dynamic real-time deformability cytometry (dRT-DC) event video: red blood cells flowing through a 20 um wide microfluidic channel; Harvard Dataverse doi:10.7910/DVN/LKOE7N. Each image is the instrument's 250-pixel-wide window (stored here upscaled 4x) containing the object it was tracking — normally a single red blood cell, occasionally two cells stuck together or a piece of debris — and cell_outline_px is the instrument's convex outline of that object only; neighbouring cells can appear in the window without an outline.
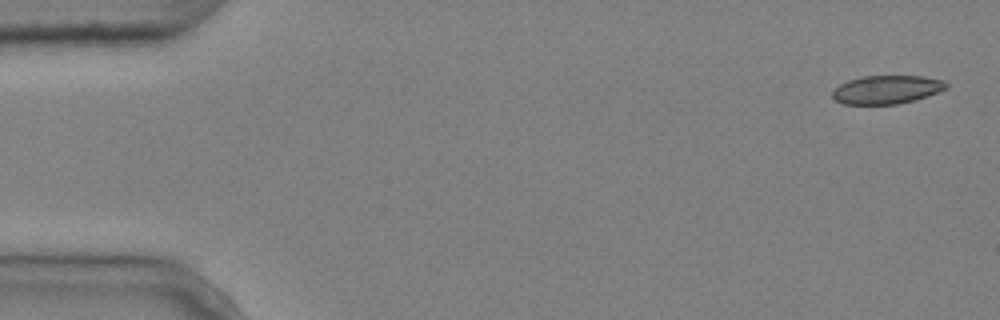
{"species": "common noctule bat (a hibernating species)", "species_latin": "Nyctalus noctula", "temperature_condition": "cold", "stored_images_in_passage": 4, "camera_frame_rate_fps": 3000, "um_per_image_px": 0.085, "animal": {"sex": "male", "body_mass_g": 20.4}, "frame": {"image": 1, "passage_image": 1, "time_ms": 0.0, "image_size_px": [1000, 320], "cell_outline_px": [[948, 88], [912, 100], [896, 104], [844, 104], [836, 100], [832, 96], [832, 92], [840, 84], [848, 80], [864, 76], [924, 76], [944, 80], [948, 84]], "centroid_in_image_um": [75.36, 7.6], "position_along_channel_um": 9.6, "area_um2": 18.61}}
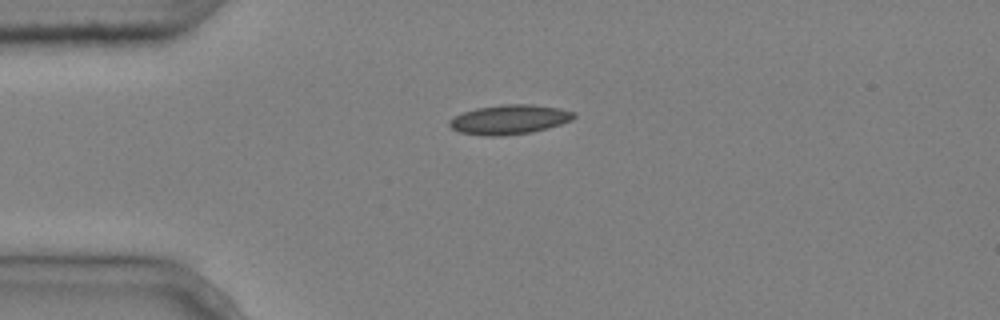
{"frame": {"image": 2, "passage_image": 4, "time_ms": 1.0, "image_size_px": [1000, 320], "cell_outline_px": [[576, 116], [572, 120], [548, 128], [532, 132], [504, 136], [484, 136], [460, 132], [452, 128], [448, 124], [448, 120], [464, 112], [476, 108], [500, 104], [532, 104], [560, 108], [576, 112]], "centroid_in_image_um": [43.32, 10.16], "position_along_channel_um": 41.7, "area_um2": 21.56}}